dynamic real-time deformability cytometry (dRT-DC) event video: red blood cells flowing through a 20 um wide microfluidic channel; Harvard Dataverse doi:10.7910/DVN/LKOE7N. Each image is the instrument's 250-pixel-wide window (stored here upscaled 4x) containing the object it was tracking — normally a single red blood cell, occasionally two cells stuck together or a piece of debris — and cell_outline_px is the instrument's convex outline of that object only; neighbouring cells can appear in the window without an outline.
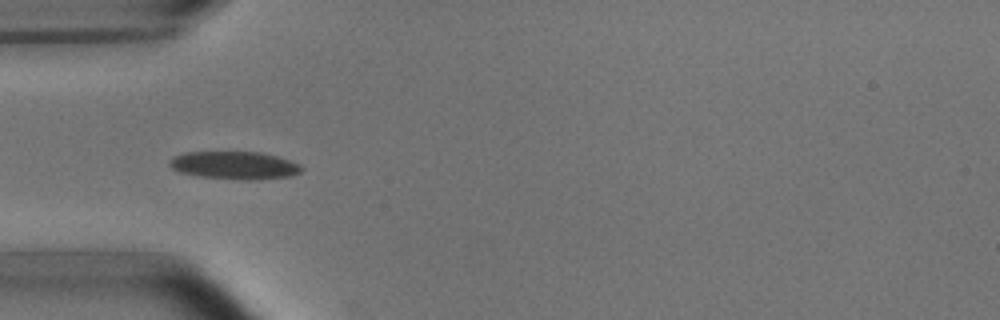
{"species": "common noctule bat (a hibernating species)", "species_latin": "Nyctalus noctula", "temperature_condition": "room temperature", "stored_images_in_passage": 4, "camera_frame_rate_fps": 3000, "um_per_image_px": 0.085, "animal": {"sex": "male", "body_mass_g": 15.6}, "frame": {"image": 1, "passage_image": 1, "time_ms": 0.0, "image_size_px": [1000, 320], "cell_outline_px": [[304, 168], [300, 172], [292, 176], [256, 180], [244, 180], [200, 176], [180, 172], [172, 168], [168, 164], [168, 160], [184, 152], [260, 152], [276, 156], [300, 164]], "centroid_in_image_um": [19.95, 14.05], "position_along_channel_um": 65.0, "area_um2": 21.39}}
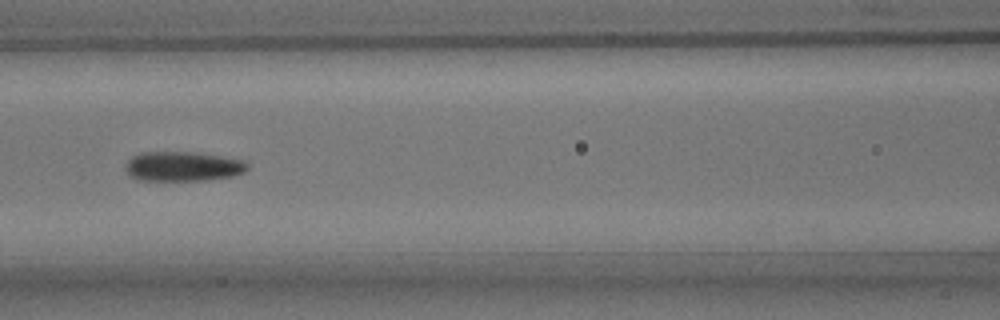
{"frame": {"image": 2, "passage_image": 3, "time_ms": 2.333, "image_size_px": [1000, 320], "cell_outline_px": [[248, 168], [244, 172], [232, 176], [208, 180], [136, 180], [128, 176], [124, 168], [128, 160], [132, 156], [140, 152], [196, 152], [244, 160], [248, 164]], "centroid_in_image_um": [15.5, 14.14], "position_along_channel_um": 151.1, "area_um2": 21.27}}
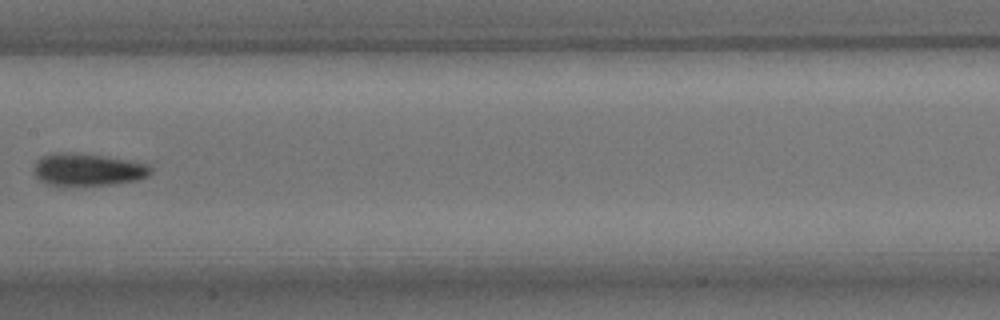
{"frame": {"image": 3, "passage_image": 4, "time_ms": 3.667, "image_size_px": [1000, 320], "cell_outline_px": [[152, 172], [148, 176], [136, 180], [112, 184], [64, 188], [44, 184], [36, 176], [32, 168], [36, 160], [52, 152], [76, 152], [104, 156], [128, 160], [148, 164], [152, 168]], "centroid_in_image_um": [7.39, 14.44], "position_along_channel_um": 200.0, "area_um2": 22.89}}